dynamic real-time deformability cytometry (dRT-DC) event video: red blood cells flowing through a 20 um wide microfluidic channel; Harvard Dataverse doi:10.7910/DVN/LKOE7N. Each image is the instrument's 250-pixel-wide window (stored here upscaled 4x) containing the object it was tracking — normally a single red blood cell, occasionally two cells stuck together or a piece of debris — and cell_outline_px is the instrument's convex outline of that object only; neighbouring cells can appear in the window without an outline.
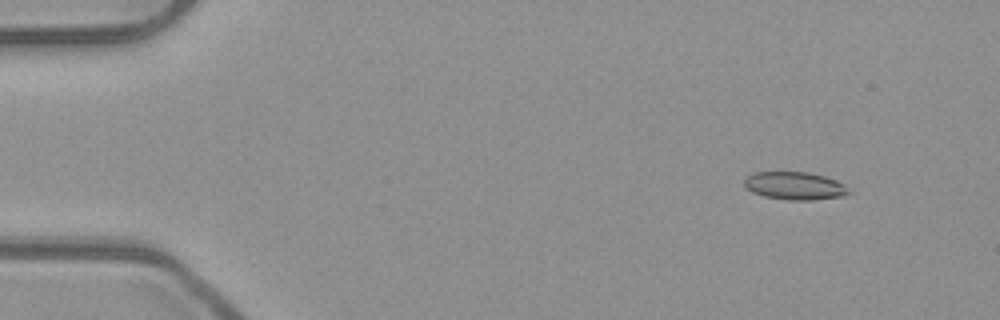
{"species": "common noctule bat (a hibernating species)", "species_latin": "Nyctalus noctula", "temperature_condition": "room temperature", "stored_images_in_passage": 52, "camera_frame_rate_fps": 3000, "um_per_image_px": 0.085, "animal": {"sex": "male", "body_mass_g": 23.1, "forearm_length_mm": 52.7}, "frame": {"image": 1, "passage_image": 6, "time_ms": 1.667, "image_size_px": [1000, 320], "cell_outline_px": [[848, 192], [844, 196], [812, 200], [788, 200], [764, 196], [752, 192], [744, 188], [744, 180], [748, 176], [756, 172], [808, 172], [824, 176], [836, 180], [844, 184]], "centroid_in_image_um": [67.52, 15.79], "position_along_channel_um": 17.5, "area_um2": 16.88}}
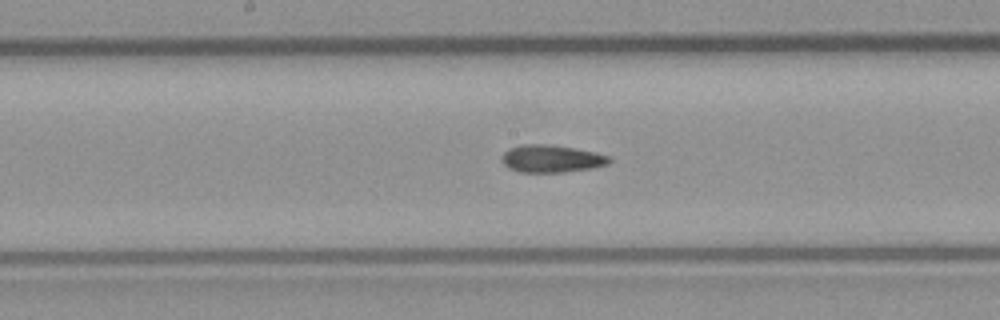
{"frame": {"image": 2, "passage_image": 28, "time_ms": 9.0, "image_size_px": [1000, 320], "cell_outline_px": [[612, 160], [608, 164], [592, 168], [564, 172], [520, 172], [508, 168], [500, 160], [500, 156], [508, 148], [524, 144], [548, 144], [576, 148], [596, 152], [608, 156]], "centroid_in_image_um": [46.85, 13.48], "position_along_channel_um": 201.4, "area_um2": 17.4}}
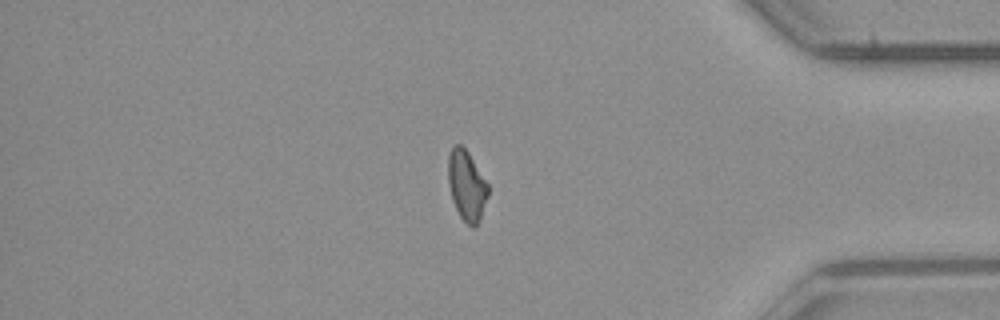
{"frame": {"image": 3, "passage_image": 45, "time_ms": 14.667, "image_size_px": [1000, 320], "cell_outline_px": [[488, 196], [480, 220], [472, 228], [460, 216], [452, 200], [448, 184], [448, 156], [452, 144], [460, 144], [468, 152], [488, 184]], "centroid_in_image_um": [39.65, 15.75], "position_along_channel_um": 395.5, "area_um2": 16.3}}